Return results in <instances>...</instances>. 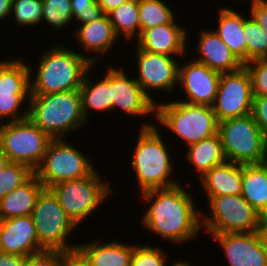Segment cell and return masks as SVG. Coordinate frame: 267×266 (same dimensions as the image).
I'll list each match as a JSON object with an SVG mask.
<instances>
[{
  "label": "cell",
  "instance_id": "1",
  "mask_svg": "<svg viewBox=\"0 0 267 266\" xmlns=\"http://www.w3.org/2000/svg\"><path fill=\"white\" fill-rule=\"evenodd\" d=\"M180 182L178 185L149 190L140 194V200L147 209L140 218V224L149 234L161 237L171 245H183L196 237L201 231V207L196 204L195 197L189 188ZM143 200H142V199Z\"/></svg>",
  "mask_w": 267,
  "mask_h": 266
},
{
  "label": "cell",
  "instance_id": "2",
  "mask_svg": "<svg viewBox=\"0 0 267 266\" xmlns=\"http://www.w3.org/2000/svg\"><path fill=\"white\" fill-rule=\"evenodd\" d=\"M161 131L162 128L156 124L137 129V141L132 143L134 148L129 165L134 171L138 184L136 187L140 191L136 192L138 194L154 189L170 188L181 182V179L179 181L174 177L175 159L171 157L174 151L169 148L171 144L164 139L165 134Z\"/></svg>",
  "mask_w": 267,
  "mask_h": 266
},
{
  "label": "cell",
  "instance_id": "3",
  "mask_svg": "<svg viewBox=\"0 0 267 266\" xmlns=\"http://www.w3.org/2000/svg\"><path fill=\"white\" fill-rule=\"evenodd\" d=\"M50 46L43 47L38 62L33 64L35 66L28 63L30 93L50 94L78 90L93 64L76 50L77 47H67V44L60 41Z\"/></svg>",
  "mask_w": 267,
  "mask_h": 266
},
{
  "label": "cell",
  "instance_id": "4",
  "mask_svg": "<svg viewBox=\"0 0 267 266\" xmlns=\"http://www.w3.org/2000/svg\"><path fill=\"white\" fill-rule=\"evenodd\" d=\"M28 118L52 139H67L73 132H81L90 124L82 113L79 89L31 94Z\"/></svg>",
  "mask_w": 267,
  "mask_h": 266
},
{
  "label": "cell",
  "instance_id": "5",
  "mask_svg": "<svg viewBox=\"0 0 267 266\" xmlns=\"http://www.w3.org/2000/svg\"><path fill=\"white\" fill-rule=\"evenodd\" d=\"M174 98L171 101L166 98L156 104L155 124L166 129L180 140L183 146L198 143L199 141L218 134L219 122L213 108L205 105H193ZM169 101V102H168ZM160 125H159V124ZM186 146V147H185Z\"/></svg>",
  "mask_w": 267,
  "mask_h": 266
},
{
  "label": "cell",
  "instance_id": "6",
  "mask_svg": "<svg viewBox=\"0 0 267 266\" xmlns=\"http://www.w3.org/2000/svg\"><path fill=\"white\" fill-rule=\"evenodd\" d=\"M96 169L88 176L57 183L49 189L57 197L60 206L78 227L99 209L113 192L112 182L102 179ZM111 184V185H110Z\"/></svg>",
  "mask_w": 267,
  "mask_h": 266
},
{
  "label": "cell",
  "instance_id": "7",
  "mask_svg": "<svg viewBox=\"0 0 267 266\" xmlns=\"http://www.w3.org/2000/svg\"><path fill=\"white\" fill-rule=\"evenodd\" d=\"M206 199L208 213L201 208L203 233L214 235L260 231L262 216L241 195L214 196Z\"/></svg>",
  "mask_w": 267,
  "mask_h": 266
},
{
  "label": "cell",
  "instance_id": "8",
  "mask_svg": "<svg viewBox=\"0 0 267 266\" xmlns=\"http://www.w3.org/2000/svg\"><path fill=\"white\" fill-rule=\"evenodd\" d=\"M218 134L227 161L241 164L267 162V137L251 114L219 122Z\"/></svg>",
  "mask_w": 267,
  "mask_h": 266
},
{
  "label": "cell",
  "instance_id": "9",
  "mask_svg": "<svg viewBox=\"0 0 267 266\" xmlns=\"http://www.w3.org/2000/svg\"><path fill=\"white\" fill-rule=\"evenodd\" d=\"M31 217L44 250L72 252L77 249L78 243L71 242L70 237L80 227L68 217L50 189H44L38 196Z\"/></svg>",
  "mask_w": 267,
  "mask_h": 266
},
{
  "label": "cell",
  "instance_id": "10",
  "mask_svg": "<svg viewBox=\"0 0 267 266\" xmlns=\"http://www.w3.org/2000/svg\"><path fill=\"white\" fill-rule=\"evenodd\" d=\"M68 140L52 139L41 165L34 171L45 189L66 180L84 178L96 169L95 162L84 153L86 151L82 152L77 144Z\"/></svg>",
  "mask_w": 267,
  "mask_h": 266
},
{
  "label": "cell",
  "instance_id": "11",
  "mask_svg": "<svg viewBox=\"0 0 267 266\" xmlns=\"http://www.w3.org/2000/svg\"><path fill=\"white\" fill-rule=\"evenodd\" d=\"M52 138L29 118L0 124V148L9 162L35 171L42 163Z\"/></svg>",
  "mask_w": 267,
  "mask_h": 266
},
{
  "label": "cell",
  "instance_id": "12",
  "mask_svg": "<svg viewBox=\"0 0 267 266\" xmlns=\"http://www.w3.org/2000/svg\"><path fill=\"white\" fill-rule=\"evenodd\" d=\"M133 48H135V54L131 52V56L136 60L133 61L136 64L132 63L133 68L130 66L129 69L135 70L133 74L135 80L155 104H157L155 99L157 91L160 96L162 91V95L166 93L165 96H167V93L170 95L178 90L179 63L182 58L147 52L136 45Z\"/></svg>",
  "mask_w": 267,
  "mask_h": 266
},
{
  "label": "cell",
  "instance_id": "13",
  "mask_svg": "<svg viewBox=\"0 0 267 266\" xmlns=\"http://www.w3.org/2000/svg\"><path fill=\"white\" fill-rule=\"evenodd\" d=\"M119 67V68H118ZM111 65V100L112 112H118L130 116V122L134 119L149 117L150 120L137 122L138 127H148L155 123L156 104L145 94L141 86L135 80V76L129 69L120 67L119 64ZM128 71V72H127ZM120 110V111H119ZM153 115V116H152ZM151 116V117H150ZM153 117V120H152ZM150 121V122H149ZM153 121V123L151 122ZM141 124V125H140Z\"/></svg>",
  "mask_w": 267,
  "mask_h": 266
},
{
  "label": "cell",
  "instance_id": "14",
  "mask_svg": "<svg viewBox=\"0 0 267 266\" xmlns=\"http://www.w3.org/2000/svg\"><path fill=\"white\" fill-rule=\"evenodd\" d=\"M253 102L252 81L247 68L221 73L213 112L218 122L251 114Z\"/></svg>",
  "mask_w": 267,
  "mask_h": 266
},
{
  "label": "cell",
  "instance_id": "15",
  "mask_svg": "<svg viewBox=\"0 0 267 266\" xmlns=\"http://www.w3.org/2000/svg\"><path fill=\"white\" fill-rule=\"evenodd\" d=\"M183 57L179 63L178 87L181 92L178 100L193 105H205L212 107L216 98L218 83L221 74L208 68L206 65ZM185 95V96H184ZM182 98V99H181Z\"/></svg>",
  "mask_w": 267,
  "mask_h": 266
},
{
  "label": "cell",
  "instance_id": "16",
  "mask_svg": "<svg viewBox=\"0 0 267 266\" xmlns=\"http://www.w3.org/2000/svg\"><path fill=\"white\" fill-rule=\"evenodd\" d=\"M220 245L228 266H267V246L261 232L210 235Z\"/></svg>",
  "mask_w": 267,
  "mask_h": 266
},
{
  "label": "cell",
  "instance_id": "17",
  "mask_svg": "<svg viewBox=\"0 0 267 266\" xmlns=\"http://www.w3.org/2000/svg\"><path fill=\"white\" fill-rule=\"evenodd\" d=\"M180 22L176 16L170 23L144 30L134 45L147 52L183 58L190 52L188 47L195 45H187L192 27L189 29Z\"/></svg>",
  "mask_w": 267,
  "mask_h": 266
},
{
  "label": "cell",
  "instance_id": "18",
  "mask_svg": "<svg viewBox=\"0 0 267 266\" xmlns=\"http://www.w3.org/2000/svg\"><path fill=\"white\" fill-rule=\"evenodd\" d=\"M74 30L71 32L73 33L71 35H74L72 42L77 41L75 43L79 47L77 51L89 59L93 65L97 63L101 65L100 58L104 59L103 55H110L112 50L114 51L117 41L120 40L106 14L96 21L75 26Z\"/></svg>",
  "mask_w": 267,
  "mask_h": 266
},
{
  "label": "cell",
  "instance_id": "19",
  "mask_svg": "<svg viewBox=\"0 0 267 266\" xmlns=\"http://www.w3.org/2000/svg\"><path fill=\"white\" fill-rule=\"evenodd\" d=\"M198 32L197 46L193 50L195 54L192 55L194 60L220 74L236 71L244 66L213 29L202 28Z\"/></svg>",
  "mask_w": 267,
  "mask_h": 266
},
{
  "label": "cell",
  "instance_id": "20",
  "mask_svg": "<svg viewBox=\"0 0 267 266\" xmlns=\"http://www.w3.org/2000/svg\"><path fill=\"white\" fill-rule=\"evenodd\" d=\"M1 227L4 253L27 257L44 251L39 244L31 215L1 220Z\"/></svg>",
  "mask_w": 267,
  "mask_h": 266
},
{
  "label": "cell",
  "instance_id": "21",
  "mask_svg": "<svg viewBox=\"0 0 267 266\" xmlns=\"http://www.w3.org/2000/svg\"><path fill=\"white\" fill-rule=\"evenodd\" d=\"M101 240L100 237L77 245V251L87 261L89 266H130L134 251V242ZM105 241V242H103Z\"/></svg>",
  "mask_w": 267,
  "mask_h": 266
},
{
  "label": "cell",
  "instance_id": "22",
  "mask_svg": "<svg viewBox=\"0 0 267 266\" xmlns=\"http://www.w3.org/2000/svg\"><path fill=\"white\" fill-rule=\"evenodd\" d=\"M97 66L99 67L98 64H94L87 71L83 83L79 88V91L81 93L82 113L84 115V118L90 124L92 122L91 115L95 113L100 114L103 112V114H105L106 112H108L109 114L110 111L112 112L111 64L107 66L108 68H105V73L102 72L103 75H100L102 76V78H97L96 81V76H94L92 73H94V69L97 68Z\"/></svg>",
  "mask_w": 267,
  "mask_h": 266
},
{
  "label": "cell",
  "instance_id": "23",
  "mask_svg": "<svg viewBox=\"0 0 267 266\" xmlns=\"http://www.w3.org/2000/svg\"><path fill=\"white\" fill-rule=\"evenodd\" d=\"M198 183L204 197L241 195L242 164L226 160L212 167Z\"/></svg>",
  "mask_w": 267,
  "mask_h": 266
},
{
  "label": "cell",
  "instance_id": "24",
  "mask_svg": "<svg viewBox=\"0 0 267 266\" xmlns=\"http://www.w3.org/2000/svg\"><path fill=\"white\" fill-rule=\"evenodd\" d=\"M233 8V9H232ZM230 5L217 9V22L213 30L228 48L243 63H246V42L244 40V14L242 11L235 10ZM240 12V13H239ZM216 29H215V28Z\"/></svg>",
  "mask_w": 267,
  "mask_h": 266
},
{
  "label": "cell",
  "instance_id": "25",
  "mask_svg": "<svg viewBox=\"0 0 267 266\" xmlns=\"http://www.w3.org/2000/svg\"><path fill=\"white\" fill-rule=\"evenodd\" d=\"M44 189L34 173L25 183L0 199V220L31 215L37 198Z\"/></svg>",
  "mask_w": 267,
  "mask_h": 266
},
{
  "label": "cell",
  "instance_id": "26",
  "mask_svg": "<svg viewBox=\"0 0 267 266\" xmlns=\"http://www.w3.org/2000/svg\"><path fill=\"white\" fill-rule=\"evenodd\" d=\"M184 161L191 166L190 172L195 171V175L199 180L202 178L212 167L226 161L223 151V145L219 134L212 137L203 139L198 143L189 145L187 148L181 149ZM193 167V168H192Z\"/></svg>",
  "mask_w": 267,
  "mask_h": 266
},
{
  "label": "cell",
  "instance_id": "27",
  "mask_svg": "<svg viewBox=\"0 0 267 266\" xmlns=\"http://www.w3.org/2000/svg\"><path fill=\"white\" fill-rule=\"evenodd\" d=\"M241 196L260 216H267V162L242 164Z\"/></svg>",
  "mask_w": 267,
  "mask_h": 266
},
{
  "label": "cell",
  "instance_id": "28",
  "mask_svg": "<svg viewBox=\"0 0 267 266\" xmlns=\"http://www.w3.org/2000/svg\"><path fill=\"white\" fill-rule=\"evenodd\" d=\"M28 62L26 57L13 55L0 59V93H30Z\"/></svg>",
  "mask_w": 267,
  "mask_h": 266
},
{
  "label": "cell",
  "instance_id": "29",
  "mask_svg": "<svg viewBox=\"0 0 267 266\" xmlns=\"http://www.w3.org/2000/svg\"><path fill=\"white\" fill-rule=\"evenodd\" d=\"M107 15L117 37L134 44L141 34L138 0H129Z\"/></svg>",
  "mask_w": 267,
  "mask_h": 266
},
{
  "label": "cell",
  "instance_id": "30",
  "mask_svg": "<svg viewBox=\"0 0 267 266\" xmlns=\"http://www.w3.org/2000/svg\"><path fill=\"white\" fill-rule=\"evenodd\" d=\"M141 33L158 25L170 23L176 17V10L165 0H138Z\"/></svg>",
  "mask_w": 267,
  "mask_h": 266
},
{
  "label": "cell",
  "instance_id": "31",
  "mask_svg": "<svg viewBox=\"0 0 267 266\" xmlns=\"http://www.w3.org/2000/svg\"><path fill=\"white\" fill-rule=\"evenodd\" d=\"M42 11V24H45L44 28L48 27L47 32L62 33L64 29L71 30L70 25L73 26L71 0H43Z\"/></svg>",
  "mask_w": 267,
  "mask_h": 266
},
{
  "label": "cell",
  "instance_id": "32",
  "mask_svg": "<svg viewBox=\"0 0 267 266\" xmlns=\"http://www.w3.org/2000/svg\"><path fill=\"white\" fill-rule=\"evenodd\" d=\"M244 40L246 42V62L267 58V33L249 14L244 15Z\"/></svg>",
  "mask_w": 267,
  "mask_h": 266
},
{
  "label": "cell",
  "instance_id": "33",
  "mask_svg": "<svg viewBox=\"0 0 267 266\" xmlns=\"http://www.w3.org/2000/svg\"><path fill=\"white\" fill-rule=\"evenodd\" d=\"M42 6L43 0H13L10 21L14 20V26L17 24L20 30H35L37 26L42 25Z\"/></svg>",
  "mask_w": 267,
  "mask_h": 266
},
{
  "label": "cell",
  "instance_id": "34",
  "mask_svg": "<svg viewBox=\"0 0 267 266\" xmlns=\"http://www.w3.org/2000/svg\"><path fill=\"white\" fill-rule=\"evenodd\" d=\"M30 95L31 93H0V124L27 119Z\"/></svg>",
  "mask_w": 267,
  "mask_h": 266
},
{
  "label": "cell",
  "instance_id": "35",
  "mask_svg": "<svg viewBox=\"0 0 267 266\" xmlns=\"http://www.w3.org/2000/svg\"><path fill=\"white\" fill-rule=\"evenodd\" d=\"M161 248V246L151 245L147 241L144 244L134 243L130 266H177L182 260L178 258L173 260L172 264L169 263L170 256Z\"/></svg>",
  "mask_w": 267,
  "mask_h": 266
},
{
  "label": "cell",
  "instance_id": "36",
  "mask_svg": "<svg viewBox=\"0 0 267 266\" xmlns=\"http://www.w3.org/2000/svg\"><path fill=\"white\" fill-rule=\"evenodd\" d=\"M33 174L34 171L25 164L8 162L0 172V199L25 183Z\"/></svg>",
  "mask_w": 267,
  "mask_h": 266
},
{
  "label": "cell",
  "instance_id": "37",
  "mask_svg": "<svg viewBox=\"0 0 267 266\" xmlns=\"http://www.w3.org/2000/svg\"><path fill=\"white\" fill-rule=\"evenodd\" d=\"M71 4L73 27L96 21L104 15L97 0H71Z\"/></svg>",
  "mask_w": 267,
  "mask_h": 266
},
{
  "label": "cell",
  "instance_id": "38",
  "mask_svg": "<svg viewBox=\"0 0 267 266\" xmlns=\"http://www.w3.org/2000/svg\"><path fill=\"white\" fill-rule=\"evenodd\" d=\"M252 81L253 96H267V58L246 62Z\"/></svg>",
  "mask_w": 267,
  "mask_h": 266
},
{
  "label": "cell",
  "instance_id": "39",
  "mask_svg": "<svg viewBox=\"0 0 267 266\" xmlns=\"http://www.w3.org/2000/svg\"><path fill=\"white\" fill-rule=\"evenodd\" d=\"M64 251L44 250L27 256L24 266H59L60 259L66 254Z\"/></svg>",
  "mask_w": 267,
  "mask_h": 266
},
{
  "label": "cell",
  "instance_id": "40",
  "mask_svg": "<svg viewBox=\"0 0 267 266\" xmlns=\"http://www.w3.org/2000/svg\"><path fill=\"white\" fill-rule=\"evenodd\" d=\"M251 115L267 137V96H253Z\"/></svg>",
  "mask_w": 267,
  "mask_h": 266
},
{
  "label": "cell",
  "instance_id": "41",
  "mask_svg": "<svg viewBox=\"0 0 267 266\" xmlns=\"http://www.w3.org/2000/svg\"><path fill=\"white\" fill-rule=\"evenodd\" d=\"M249 3V14L267 33V0H246Z\"/></svg>",
  "mask_w": 267,
  "mask_h": 266
},
{
  "label": "cell",
  "instance_id": "42",
  "mask_svg": "<svg viewBox=\"0 0 267 266\" xmlns=\"http://www.w3.org/2000/svg\"><path fill=\"white\" fill-rule=\"evenodd\" d=\"M59 266H89L83 256L77 251L67 252L61 259Z\"/></svg>",
  "mask_w": 267,
  "mask_h": 266
},
{
  "label": "cell",
  "instance_id": "43",
  "mask_svg": "<svg viewBox=\"0 0 267 266\" xmlns=\"http://www.w3.org/2000/svg\"><path fill=\"white\" fill-rule=\"evenodd\" d=\"M26 258L21 255L3 252L0 254V266H24Z\"/></svg>",
  "mask_w": 267,
  "mask_h": 266
},
{
  "label": "cell",
  "instance_id": "44",
  "mask_svg": "<svg viewBox=\"0 0 267 266\" xmlns=\"http://www.w3.org/2000/svg\"><path fill=\"white\" fill-rule=\"evenodd\" d=\"M13 0H0V25L10 19Z\"/></svg>",
  "mask_w": 267,
  "mask_h": 266
},
{
  "label": "cell",
  "instance_id": "45",
  "mask_svg": "<svg viewBox=\"0 0 267 266\" xmlns=\"http://www.w3.org/2000/svg\"><path fill=\"white\" fill-rule=\"evenodd\" d=\"M129 0H97L98 5L102 8L104 14H108L119 5Z\"/></svg>",
  "mask_w": 267,
  "mask_h": 266
},
{
  "label": "cell",
  "instance_id": "46",
  "mask_svg": "<svg viewBox=\"0 0 267 266\" xmlns=\"http://www.w3.org/2000/svg\"><path fill=\"white\" fill-rule=\"evenodd\" d=\"M260 232L265 245L267 246V216L261 218Z\"/></svg>",
  "mask_w": 267,
  "mask_h": 266
},
{
  "label": "cell",
  "instance_id": "47",
  "mask_svg": "<svg viewBox=\"0 0 267 266\" xmlns=\"http://www.w3.org/2000/svg\"><path fill=\"white\" fill-rule=\"evenodd\" d=\"M8 162V157L2 152L0 148V172L5 168Z\"/></svg>",
  "mask_w": 267,
  "mask_h": 266
},
{
  "label": "cell",
  "instance_id": "48",
  "mask_svg": "<svg viewBox=\"0 0 267 266\" xmlns=\"http://www.w3.org/2000/svg\"><path fill=\"white\" fill-rule=\"evenodd\" d=\"M194 261L189 259V261H187V259L185 260V257L183 260H181L177 266H194L195 263H193ZM194 264V265H193Z\"/></svg>",
  "mask_w": 267,
  "mask_h": 266
},
{
  "label": "cell",
  "instance_id": "49",
  "mask_svg": "<svg viewBox=\"0 0 267 266\" xmlns=\"http://www.w3.org/2000/svg\"><path fill=\"white\" fill-rule=\"evenodd\" d=\"M3 253L2 247V227H1V220H0V254Z\"/></svg>",
  "mask_w": 267,
  "mask_h": 266
},
{
  "label": "cell",
  "instance_id": "50",
  "mask_svg": "<svg viewBox=\"0 0 267 266\" xmlns=\"http://www.w3.org/2000/svg\"><path fill=\"white\" fill-rule=\"evenodd\" d=\"M230 1H231V0H230ZM234 1H237V2H241V1L243 2V1H244L243 3L246 2V0H232V2H234Z\"/></svg>",
  "mask_w": 267,
  "mask_h": 266
}]
</instances>
